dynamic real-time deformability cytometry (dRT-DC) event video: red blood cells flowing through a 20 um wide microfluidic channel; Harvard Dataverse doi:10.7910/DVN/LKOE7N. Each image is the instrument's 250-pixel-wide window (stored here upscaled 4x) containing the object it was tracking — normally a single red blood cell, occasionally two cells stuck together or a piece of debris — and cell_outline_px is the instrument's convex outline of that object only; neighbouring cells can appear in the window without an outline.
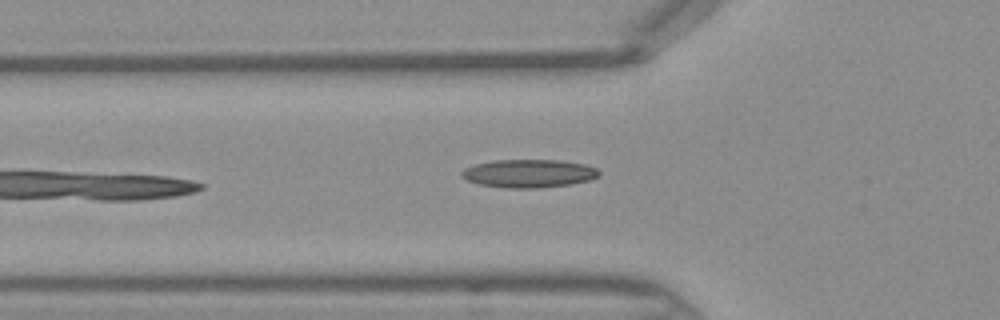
{"species": "Egyptian fruit bat (a non-hibernating species)", "species_latin": "Rousettus aegyptiacus", "temperature_condition": "warm", "stored_images_in_passage": 30, "camera_frame_rate_fps": 3000, "um_per_image_px": 0.085, "frame": {"image": 1, "passage_image": 3, "time_ms": 0.667, "image_size_px": [1000, 320], "cell_outline_px": [[600, 176], [592, 180], [572, 184], [536, 188], [508, 188], [480, 184], [468, 180], [460, 176], [460, 172], [464, 168], [476, 164], [492, 160], [560, 160], [584, 164], [596, 168], [600, 172]], "centroid_in_image_um": [44.97, 14.74], "position_along_channel_um": 80.8, "area_um2": 22.66}}
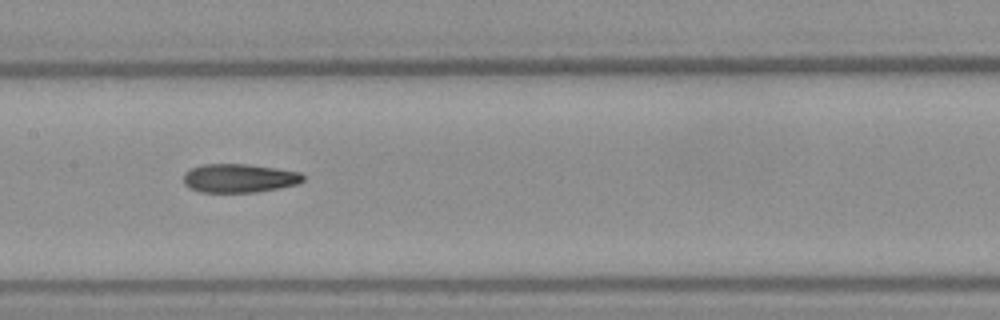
{"frame": {"image": 2, "passage_image": 10, "time_ms": 3.0, "image_size_px": [1000, 320], "cell_outline_px": [[304, 180], [296, 184], [280, 188], [256, 192], [200, 192], [188, 188], [184, 184], [184, 172], [188, 168], [204, 164], [248, 164], [276, 168], [300, 172], [304, 176]], "centroid_in_image_um": [20.3, 15.14], "position_along_channel_um": 187.1, "area_um2": 20.17}}
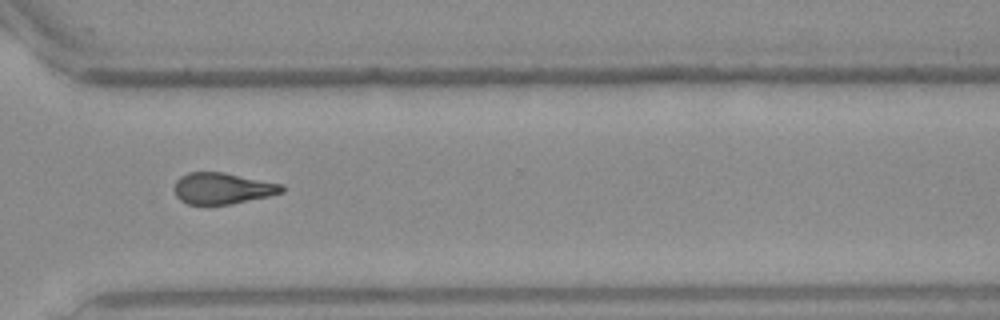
{"frame": {"image": 3, "passage_image": 21, "time_ms": 6.667, "image_size_px": [1000, 320], "cell_outline_px": [[284, 192], [268, 196], [232, 204], [188, 204], [180, 200], [176, 196], [176, 180], [180, 176], [188, 172], [224, 172], [284, 184]], "centroid_in_image_um": [18.94, 16.0], "position_along_channel_um": 351.7, "area_um2": 19.59}}